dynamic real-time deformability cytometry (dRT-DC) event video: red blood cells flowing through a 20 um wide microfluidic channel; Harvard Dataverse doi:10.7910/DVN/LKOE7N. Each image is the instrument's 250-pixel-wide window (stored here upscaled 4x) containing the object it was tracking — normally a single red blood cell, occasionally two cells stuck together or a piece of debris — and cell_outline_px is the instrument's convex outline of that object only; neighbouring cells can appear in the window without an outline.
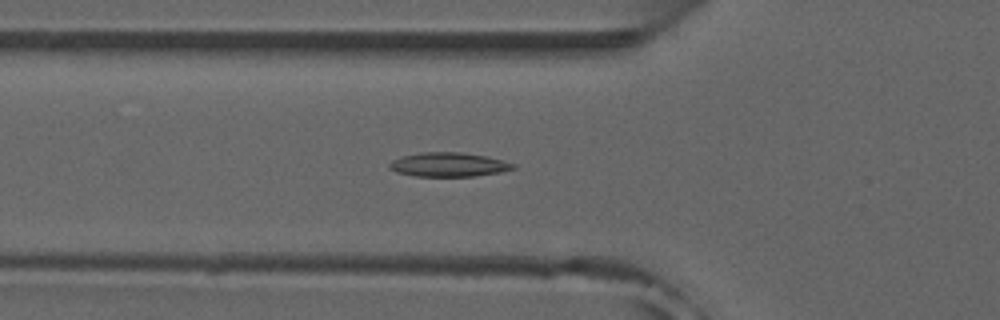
{"species": "common noctule bat (a hibernating species)", "species_latin": "Nyctalus noctula", "temperature_condition": "room temperature", "stored_images_in_passage": 49, "camera_frame_rate_fps": 3000, "um_per_image_px": 0.085, "animal": {"sex": "male", "forearm_length_mm": 52.5}, "frame": {"image": 1, "passage_image": 15, "time_ms": 4.667, "image_size_px": [1000, 320], "cell_outline_px": [[516, 168], [500, 172], [476, 176], [412, 176], [396, 172], [388, 168], [388, 164], [392, 160], [400, 156], [420, 152], [460, 152], [484, 156], [516, 164]], "centroid_in_image_um": [38.07, 13.99], "position_along_channel_um": 87.7, "area_um2": 17.46}}